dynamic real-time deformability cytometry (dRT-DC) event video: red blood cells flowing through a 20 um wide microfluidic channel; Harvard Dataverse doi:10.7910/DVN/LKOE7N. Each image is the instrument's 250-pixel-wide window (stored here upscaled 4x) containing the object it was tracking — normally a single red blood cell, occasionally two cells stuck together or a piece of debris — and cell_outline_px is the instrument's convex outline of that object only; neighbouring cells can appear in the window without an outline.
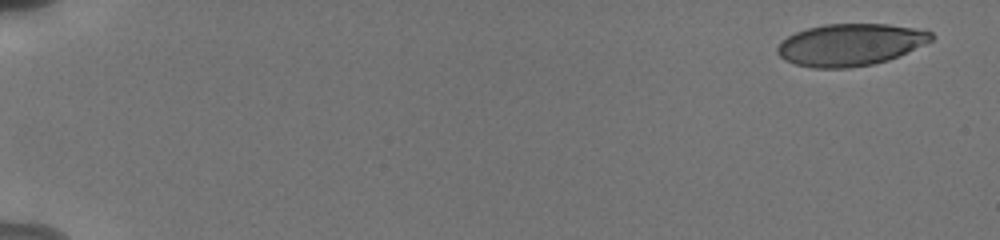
{"species": "human", "species_latin": "Homo sapiens", "temperature_condition": "cold", "stored_images_in_passage": 8, "camera_frame_rate_fps": 3000, "um_per_image_px": 0.085, "donor": {"sex": "male"}, "frame": {"image": 1, "passage_image": 1, "time_ms": 0.0, "image_size_px": [1000, 240], "cell_outline_px": [[936, 36], [932, 40], [888, 60], [872, 64], [848, 68], [816, 68], [796, 64], [784, 60], [776, 52], [776, 48], [788, 36], [796, 32], [808, 28], [824, 24], [888, 24], [912, 28], [932, 32]], "centroid_in_image_um": [72.25, 3.8], "position_along_channel_um": 12.7, "area_um2": 37.34}}